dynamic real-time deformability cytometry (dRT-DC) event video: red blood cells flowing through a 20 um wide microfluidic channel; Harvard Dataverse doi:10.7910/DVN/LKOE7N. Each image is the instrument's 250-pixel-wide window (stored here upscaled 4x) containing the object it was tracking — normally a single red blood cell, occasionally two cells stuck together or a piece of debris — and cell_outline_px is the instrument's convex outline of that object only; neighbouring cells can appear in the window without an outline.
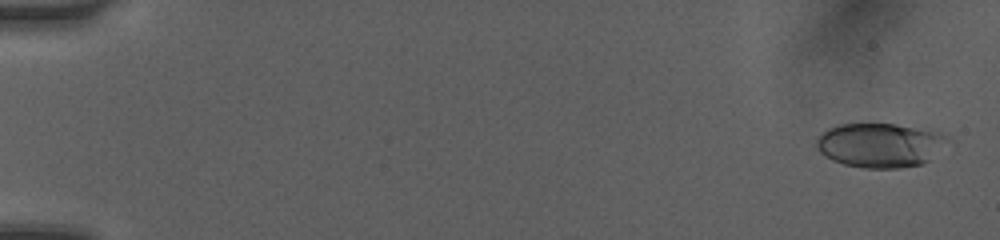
{"species": "human", "species_latin": "Homo sapiens", "temperature_condition": "room temperature", "stored_images_in_passage": 8, "camera_frame_rate_fps": 3000, "um_per_image_px": 0.085, "donor": {"sex": "female"}, "frame": {"image": 1, "passage_image": 1, "time_ms": 0.0, "image_size_px": [1000, 240], "cell_outline_px": [[952, 140], [928, 160], [920, 164], [900, 168], [864, 168], [844, 164], [832, 160], [820, 152], [816, 148], [816, 136], [828, 128], [836, 124], [928, 124], [944, 132]], "centroid_in_image_um": [74.91, 12.28], "position_along_channel_um": 10.1, "area_um2": 35.14}}
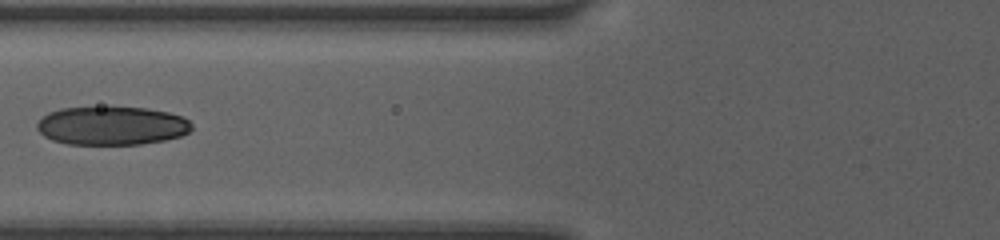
{"frame": {"image": 2, "passage_image": 6, "time_ms": 6.667, "image_size_px": [1000, 240], "cell_outline_px": [[192, 128], [188, 132], [180, 136], [164, 140], [140, 144], [68, 144], [52, 140], [44, 136], [36, 128], [36, 124], [48, 112], [60, 108], [148, 108], [168, 112], [184, 116], [192, 124]], "centroid_in_image_um": [9.51, 10.69], "position_along_channel_um": 116.3, "area_um2": 34.56}}
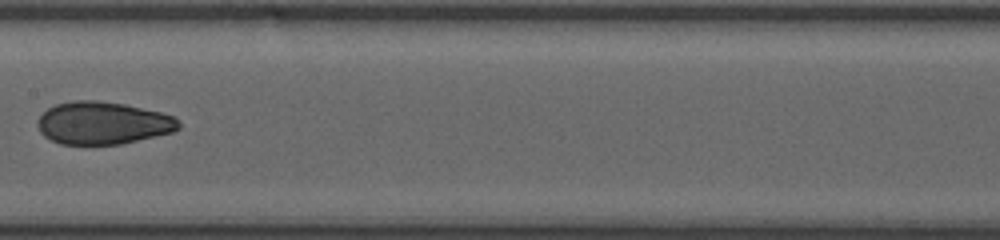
{"frame": {"image": 3, "passage_image": 8, "time_ms": 8.667, "image_size_px": [1000, 240], "cell_outline_px": [[180, 128], [172, 132], [120, 144], [60, 144], [44, 136], [40, 132], [36, 124], [40, 116], [48, 108], [56, 104], [72, 100], [96, 100], [124, 104], [160, 112], [176, 116], [180, 124]], "centroid_in_image_um": [8.73, 10.45], "position_along_channel_um": 198.7, "area_um2": 34.97}}